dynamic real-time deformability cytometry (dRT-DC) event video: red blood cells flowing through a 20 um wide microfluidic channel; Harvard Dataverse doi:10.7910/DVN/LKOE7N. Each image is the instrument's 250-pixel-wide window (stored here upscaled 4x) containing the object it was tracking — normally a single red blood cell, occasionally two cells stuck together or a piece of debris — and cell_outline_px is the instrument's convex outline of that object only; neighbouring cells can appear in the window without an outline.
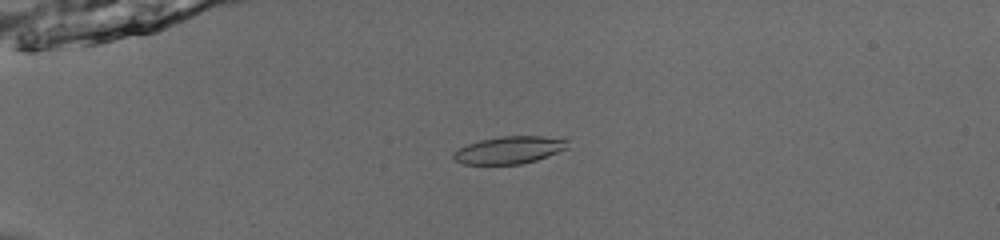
{"species": "common noctule bat (a hibernating species)", "species_latin": "Nyctalus noctula", "temperature_condition": "room temperature", "stored_images_in_passage": 53, "camera_frame_rate_fps": 3000, "um_per_image_px": 0.085, "animal": {"sex": "male", "body_mass_g": 13.0, "forearm_length_mm": 53.1}, "frame": {"image": 1, "passage_image": 15, "time_ms": 4.667, "image_size_px": [1000, 240], "cell_outline_px": [[568, 148], [548, 156], [536, 160], [520, 164], [464, 164], [456, 160], [452, 156], [452, 152], [468, 144], [480, 140], [500, 136], [544, 136], [568, 140]], "centroid_in_image_um": [43.29, 12.75], "position_along_channel_um": 41.7, "area_um2": 18.15}}
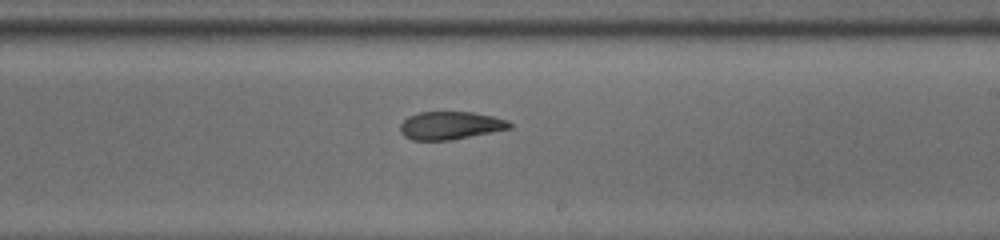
{"frame": {"image": 2, "passage_image": 34, "time_ms": 11.0, "image_size_px": [1000, 240], "cell_outline_px": [[512, 128], [452, 140], [412, 140], [404, 136], [400, 132], [400, 124], [408, 116], [420, 112], [472, 112], [492, 116], [508, 120], [512, 124]], "centroid_in_image_um": [38.28, 10.67], "position_along_channel_um": 250.7, "area_um2": 17.86}}
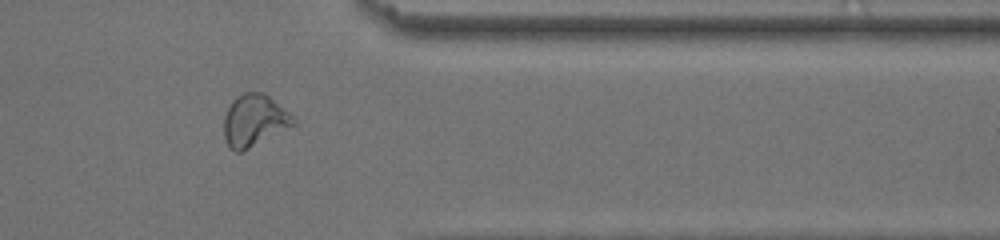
{"frame": {"image": 3, "passage_image": 45, "time_ms": 14.667, "image_size_px": [1000, 240], "cell_outline_px": [[296, 124], [240, 152], [236, 152], [228, 148], [224, 140], [224, 116], [232, 100], [236, 96], [244, 92], [264, 92], [288, 112], [296, 120]], "centroid_in_image_um": [21.57, 10.23], "position_along_channel_um": 389.8, "area_um2": 20.87}, "authors_computed_cell_mechanics": {"area_um2": 19.3052, "velocity_mm_per_s": 3.9312, "shape_relaxation_time_tau1_ms": null, "shape_relaxation_time_tau2_ms": 1.913, "deformation_change_tau1": null, "deformation_change_tau2": 0.0776}}